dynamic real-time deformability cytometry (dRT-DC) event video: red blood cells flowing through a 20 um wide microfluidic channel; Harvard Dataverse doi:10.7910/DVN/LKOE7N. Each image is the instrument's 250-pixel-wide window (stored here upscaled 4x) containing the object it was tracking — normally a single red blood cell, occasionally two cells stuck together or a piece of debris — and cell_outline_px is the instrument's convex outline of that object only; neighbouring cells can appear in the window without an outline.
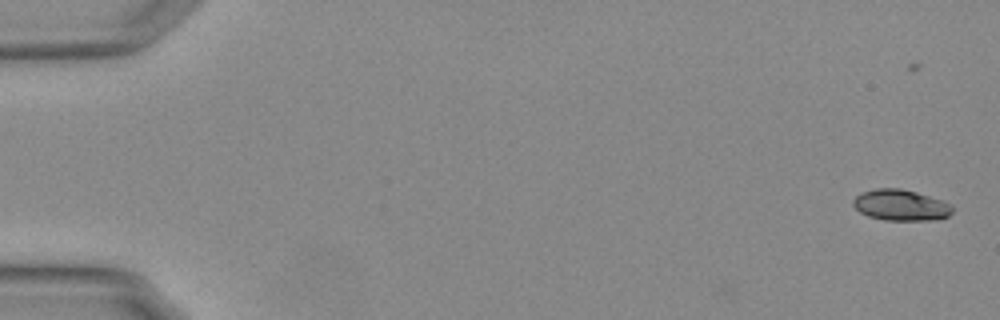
{"species": "Egyptian fruit bat (a non-hibernating species)", "species_latin": "Rousettus aegyptiacus", "temperature_condition": "warm", "stored_images_in_passage": 51, "camera_frame_rate_fps": 3000, "um_per_image_px": 0.085, "animal": {"sex": "female"}, "frame": {"image": 1, "passage_image": 1, "time_ms": 0.0, "image_size_px": [1000, 320], "cell_outline_px": [[952, 212], [948, 216], [936, 220], [884, 220], [868, 216], [860, 212], [852, 204], [852, 200], [860, 192], [876, 188], [900, 188], [916, 192], [944, 200], [952, 204]], "centroid_in_image_um": [76.57, 17.43], "position_along_channel_um": 8.4, "area_um2": 18.15}}
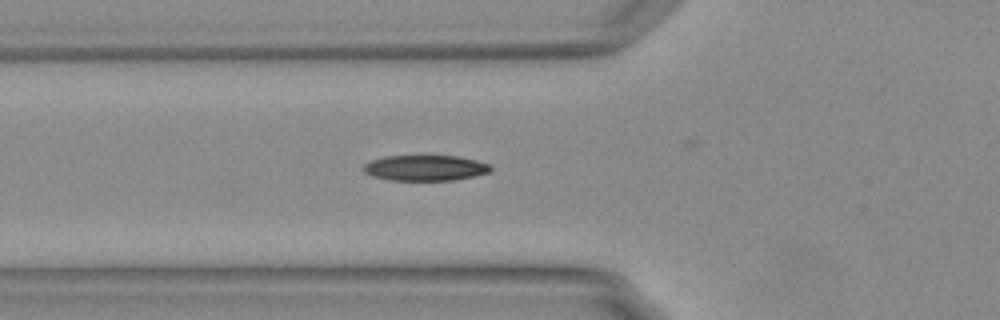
{"frame": {"image": 2, "passage_image": 20, "time_ms": 6.333, "image_size_px": [1000, 320], "cell_outline_px": [[492, 168], [488, 172], [472, 176], [452, 180], [388, 180], [372, 176], [364, 172], [360, 168], [364, 164], [372, 160], [384, 156], [460, 156], [476, 160], [488, 164]], "centroid_in_image_um": [36.08, 14.27], "position_along_channel_um": 89.7, "area_um2": 18.9}}
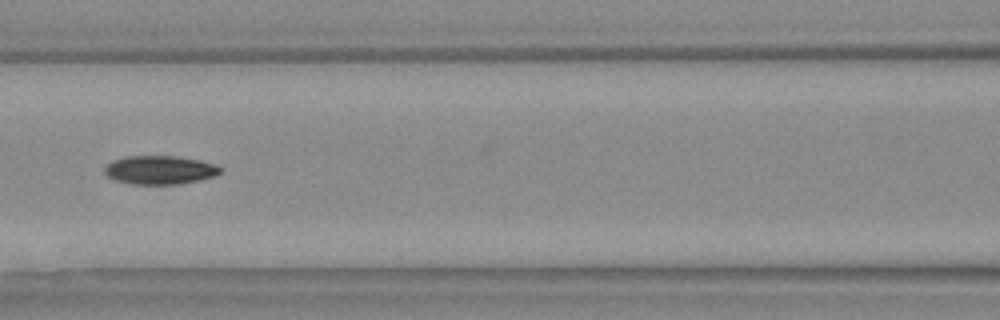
{"frame": {"image": 3, "passage_image": 25, "time_ms": 8.0, "image_size_px": [1000, 320], "cell_outline_px": [[220, 172], [216, 176], [200, 180], [176, 184], [132, 184], [116, 180], [108, 176], [104, 172], [104, 168], [112, 160], [128, 156], [176, 156], [200, 160], [216, 164], [220, 168]], "centroid_in_image_um": [13.6, 14.44], "position_along_channel_um": 153.0, "area_um2": 19.25}, "authors_computed_cell_mechanics": {"area_um2": 18.9006, "velocity_mm_per_s": 3.7665, "shape_relaxation_time_tau1_ms": 3.6853, "shape_relaxation_time_tau2_ms": 4.8484, "deformation_change_tau1": 0.1564, "deformation_change_tau2": 0.1006}}